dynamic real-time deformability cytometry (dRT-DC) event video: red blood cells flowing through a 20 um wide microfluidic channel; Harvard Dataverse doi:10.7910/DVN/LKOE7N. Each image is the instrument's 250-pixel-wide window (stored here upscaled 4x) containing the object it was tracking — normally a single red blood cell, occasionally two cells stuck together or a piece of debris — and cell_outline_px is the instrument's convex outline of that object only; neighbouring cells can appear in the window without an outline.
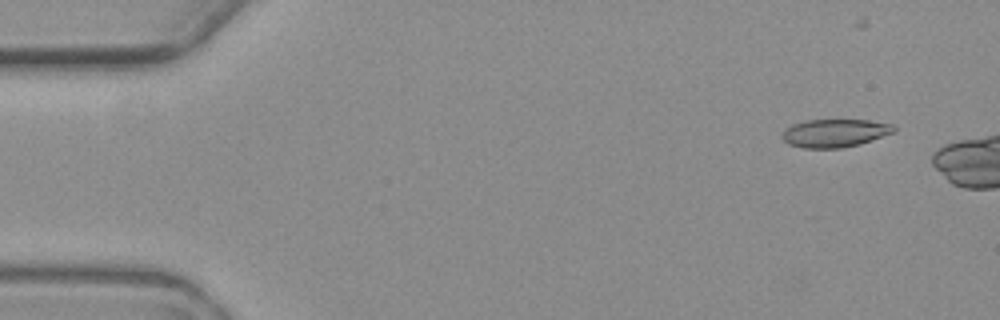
{"species": "common noctule bat (a hibernating species)", "species_latin": "Nyctalus noctula", "temperature_condition": "warm", "stored_images_in_passage": 9, "camera_frame_rate_fps": 3000, "um_per_image_px": 0.085, "animal": {"sex": "female", "body_mass_g": 19.3, "forearm_length_mm": 54.1}, "frame": {"image": 1, "passage_image": 2, "time_ms": 1.0, "image_size_px": [1000, 320], "cell_outline_px": [[896, 132], [860, 144], [840, 148], [804, 148], [788, 144], [780, 136], [792, 124], [804, 120], [868, 120], [892, 124], [896, 128]], "centroid_in_image_um": [70.98, 11.31], "position_along_channel_um": 14.0, "area_um2": 18.32}}
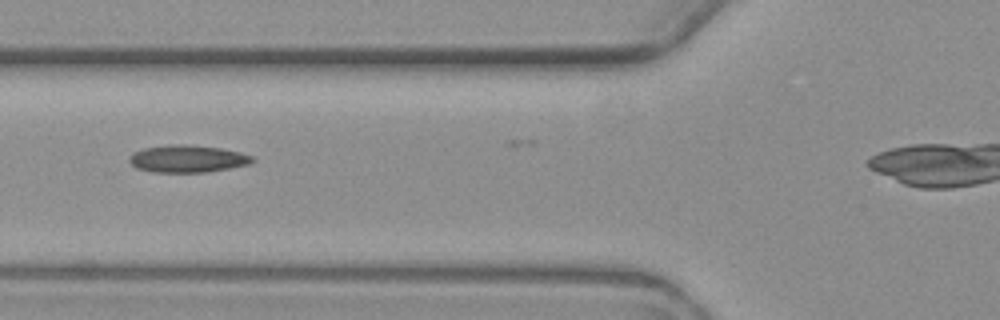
{"frame": {"image": 2, "passage_image": 7, "time_ms": 7.0, "image_size_px": [1000, 320], "cell_outline_px": [[256, 160], [252, 164], [204, 172], [152, 172], [136, 168], [128, 160], [132, 152], [144, 148], [168, 144], [188, 144], [220, 148], [240, 152], [252, 156]], "centroid_in_image_um": [15.93, 13.49], "position_along_channel_um": 109.9, "area_um2": 19.71}}
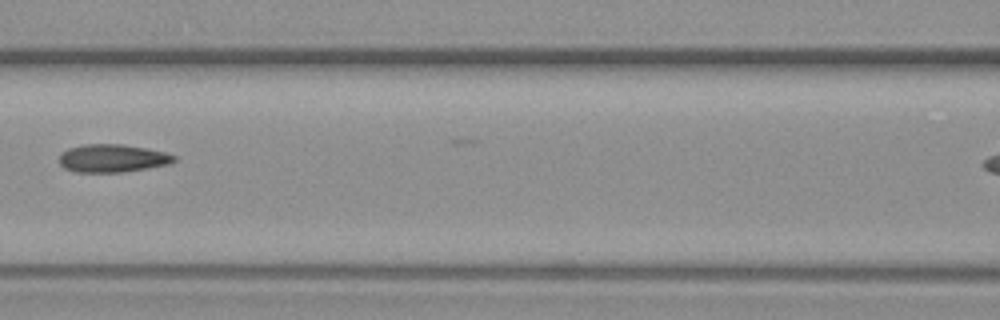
{"frame": {"image": 3, "passage_image": 8, "time_ms": 8.333, "image_size_px": [1000, 320], "cell_outline_px": [[176, 160], [168, 164], [148, 168], [120, 172], [76, 172], [64, 168], [60, 164], [60, 152], [68, 148], [84, 144], [124, 144], [148, 148], [164, 152], [176, 156]], "centroid_in_image_um": [9.54, 13.44], "position_along_channel_um": 157.1, "area_um2": 18.79}}